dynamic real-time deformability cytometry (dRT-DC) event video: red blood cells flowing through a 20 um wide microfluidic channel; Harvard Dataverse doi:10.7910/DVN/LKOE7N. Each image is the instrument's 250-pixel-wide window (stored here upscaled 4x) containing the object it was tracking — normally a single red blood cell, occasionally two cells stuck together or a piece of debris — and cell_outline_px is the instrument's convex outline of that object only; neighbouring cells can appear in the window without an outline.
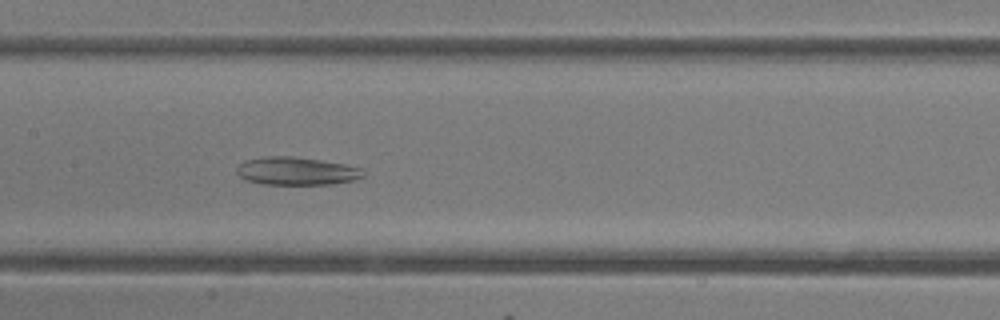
{"species": "common noctule bat (a hibernating species)", "species_latin": "Nyctalus noctula", "temperature_condition": "room temperature", "stored_images_in_passage": 49, "segment_of_instrument_passage": [1, 2], "camera_frame_rate_fps": 3000, "um_per_image_px": 0.085, "animal": {"sex": "female"}, "frame": {"image": 1, "passage_image": 23, "time_ms": 7.333, "image_size_px": [1000, 320], "cell_outline_px": [[364, 176], [356, 180], [332, 184], [264, 184], [244, 180], [236, 172], [236, 168], [244, 160], [264, 156], [292, 156], [320, 160], [344, 164], [360, 168], [364, 172]], "centroid_in_image_um": [25.18, 14.54], "position_along_channel_um": 182.2, "area_um2": 20.69}}
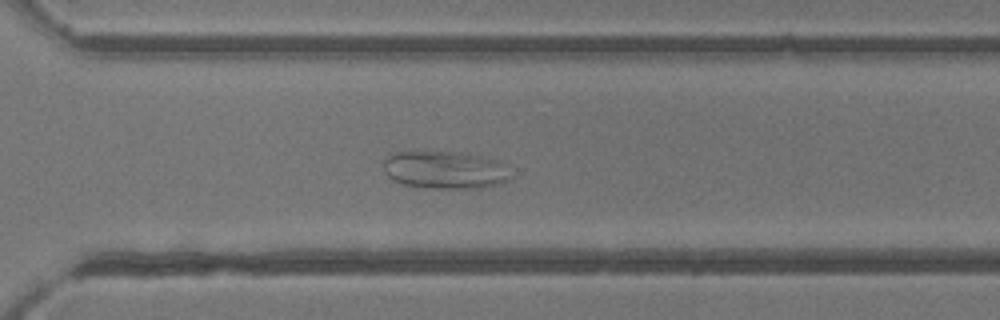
{"frame": {"image": 2, "passage_image": 34, "time_ms": 11.0, "image_size_px": [1000, 320], "cell_outline_px": [[512, 176], [508, 180], [500, 184], [476, 188], [432, 188], [404, 184], [392, 180], [384, 172], [384, 160], [388, 156], [396, 152], [464, 152], [488, 156], [496, 160]], "centroid_in_image_um": [37.82, 14.44], "position_along_channel_um": 332.8, "area_um2": 27.86}}
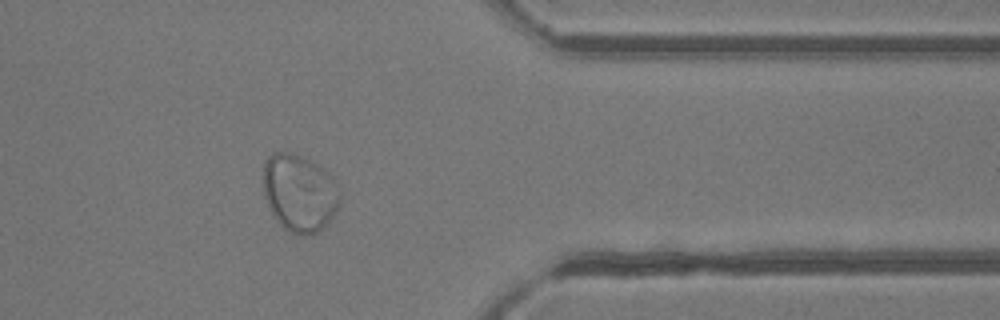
{"frame": {"image": 3, "passage_image": 39, "time_ms": 12.667, "image_size_px": [1000, 320], "cell_outline_px": [[340, 200], [332, 220], [324, 228], [316, 232], [304, 236], [292, 232], [284, 228], [280, 224], [272, 212], [264, 196], [264, 160], [272, 152], [288, 152], [300, 156], [324, 168], [332, 176], [340, 192]], "centroid_in_image_um": [25.47, 16.4], "position_along_channel_um": 385.9, "area_um2": 34.56}}